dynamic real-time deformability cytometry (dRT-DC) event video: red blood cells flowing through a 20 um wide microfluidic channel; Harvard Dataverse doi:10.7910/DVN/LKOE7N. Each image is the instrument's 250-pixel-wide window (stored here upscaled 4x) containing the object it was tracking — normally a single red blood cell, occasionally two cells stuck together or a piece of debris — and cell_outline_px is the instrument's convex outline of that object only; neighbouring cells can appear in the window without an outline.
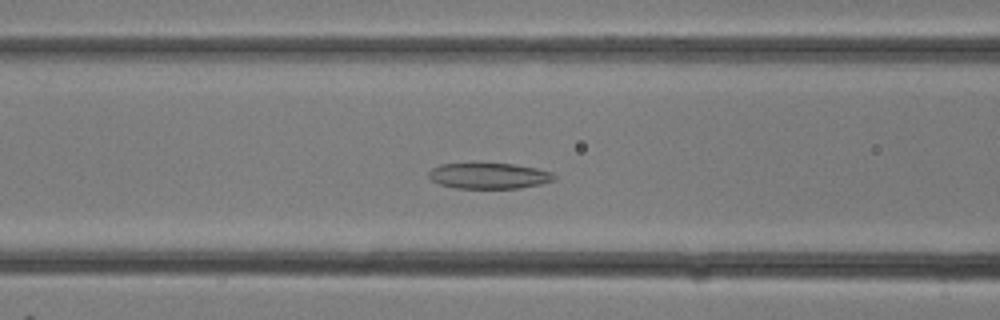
{"species": "common noctule bat (a hibernating species)", "species_latin": "Nyctalus noctula", "temperature_condition": "room temperature", "stored_images_in_passage": 16, "camera_frame_rate_fps": 3000, "um_per_image_px": 0.085, "animal": {"sex": "female"}, "frame": {"image": 1, "passage_image": 10, "time_ms": 3.0, "image_size_px": [1000, 320], "cell_outline_px": [[556, 180], [540, 184], [520, 188], [456, 188], [440, 184], [432, 180], [428, 176], [428, 172], [432, 168], [440, 164], [512, 164], [536, 168], [552, 172], [556, 176]], "centroid_in_image_um": [41.58, 14.95], "position_along_channel_um": 125.0, "area_um2": 18.73}}
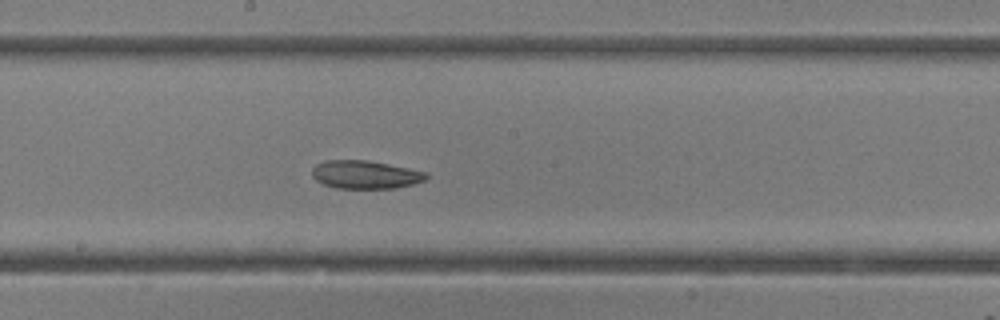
{"frame": {"image": 2, "passage_image": 14, "time_ms": 4.333, "image_size_px": [1000, 320], "cell_outline_px": [[428, 176], [424, 180], [412, 184], [396, 188], [336, 188], [324, 184], [316, 180], [312, 176], [312, 168], [316, 164], [324, 160], [368, 160], [428, 172]], "centroid_in_image_um": [31.03, 14.83], "position_along_channel_um": 217.2, "area_um2": 18.73}}
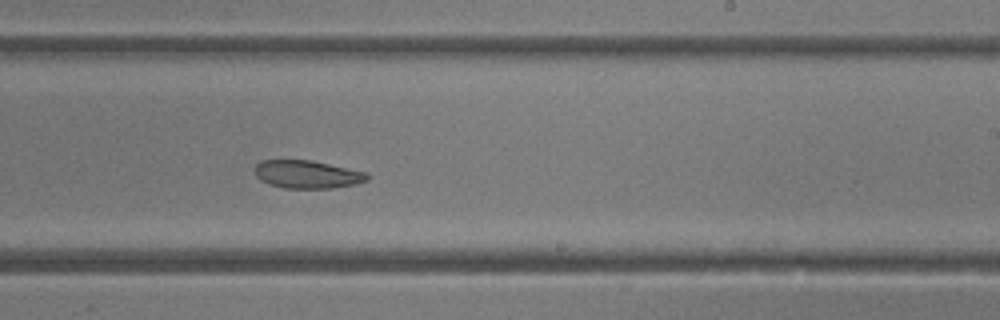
{"frame": {"image": 3, "passage_image": 16, "time_ms": 5.0, "image_size_px": [1000, 320], "cell_outline_px": [[368, 180], [356, 184], [332, 188], [284, 188], [268, 184], [260, 180], [256, 176], [256, 164], [260, 160], [312, 160], [368, 172]], "centroid_in_image_um": [26.13, 14.82], "position_along_channel_um": 262.9, "area_um2": 18.44}}